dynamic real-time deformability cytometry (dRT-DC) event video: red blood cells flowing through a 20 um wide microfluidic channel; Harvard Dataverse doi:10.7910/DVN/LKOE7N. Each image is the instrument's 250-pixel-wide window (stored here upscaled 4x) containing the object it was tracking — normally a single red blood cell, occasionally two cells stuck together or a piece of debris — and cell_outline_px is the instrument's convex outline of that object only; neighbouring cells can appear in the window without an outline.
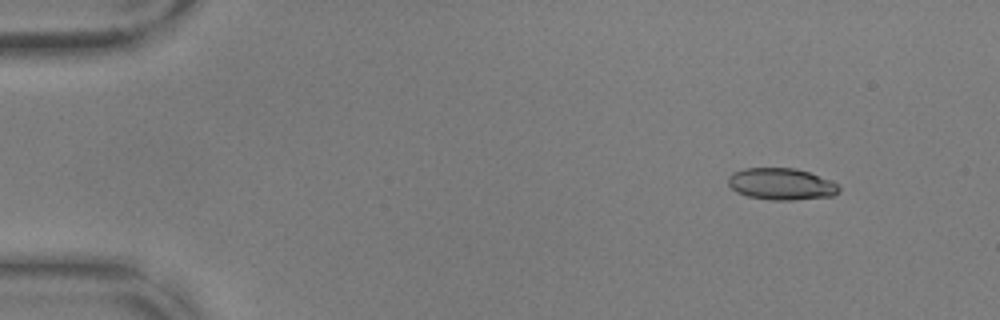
{"species": "common noctule bat (a hibernating species)", "species_latin": "Nyctalus noctula", "temperature_condition": "warm", "stored_images_in_passage": 55, "camera_frame_rate_fps": 3000, "um_per_image_px": 0.085, "animal": {"sex": "male", "body_mass_g": 17.9, "forearm_length_mm": 54.2}, "frame": {"image": 1, "passage_image": 6, "time_ms": 1.667, "image_size_px": [1000, 320], "cell_outline_px": [[840, 192], [832, 196], [796, 200], [772, 200], [748, 196], [736, 192], [728, 184], [728, 176], [732, 172], [744, 168], [796, 168], [808, 172], [840, 184]], "centroid_in_image_um": [66.42, 15.64], "position_along_channel_um": 18.6, "area_um2": 20.63}}
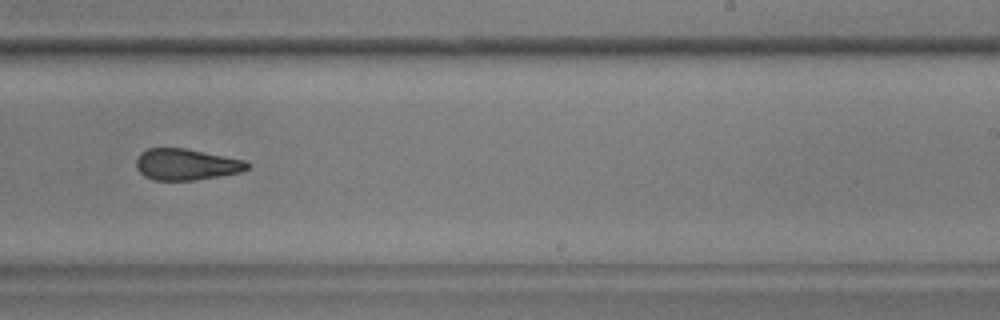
{"frame": {"image": 2, "passage_image": 35, "time_ms": 11.333, "image_size_px": [1000, 320], "cell_outline_px": [[248, 168], [240, 172], [196, 180], [152, 180], [144, 176], [136, 168], [136, 160], [140, 152], [148, 148], [184, 148], [244, 160], [248, 164]], "centroid_in_image_um": [15.77, 13.98], "position_along_channel_um": 273.2, "area_um2": 20.11}}
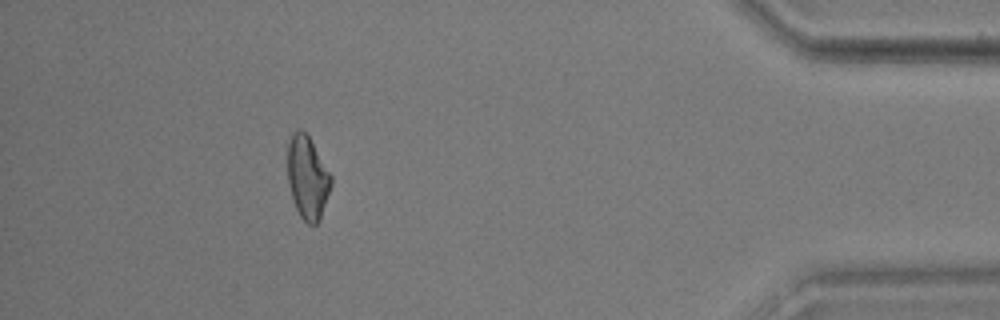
{"frame": {"image": 3, "passage_image": 50, "time_ms": 16.333, "image_size_px": [1000, 320], "cell_outline_px": [[332, 184], [320, 220], [316, 224], [308, 224], [300, 216], [296, 208], [288, 184], [288, 144], [292, 132], [296, 128], [300, 128], [308, 136], [332, 176]], "centroid_in_image_um": [26.14, 15.09], "position_along_channel_um": 409.1, "area_um2": 20.92}, "authors_computed_cell_mechanics": {"area_um2": 21.0392, "velocity_mm_per_s": 3.6896, "shape_relaxation_time_tau1_ms": 7.8028, "shape_relaxation_time_tau2_ms": 2.9495, "deformation_change_tau1": 0.2261, "deformation_change_tau2": 0.1195}}